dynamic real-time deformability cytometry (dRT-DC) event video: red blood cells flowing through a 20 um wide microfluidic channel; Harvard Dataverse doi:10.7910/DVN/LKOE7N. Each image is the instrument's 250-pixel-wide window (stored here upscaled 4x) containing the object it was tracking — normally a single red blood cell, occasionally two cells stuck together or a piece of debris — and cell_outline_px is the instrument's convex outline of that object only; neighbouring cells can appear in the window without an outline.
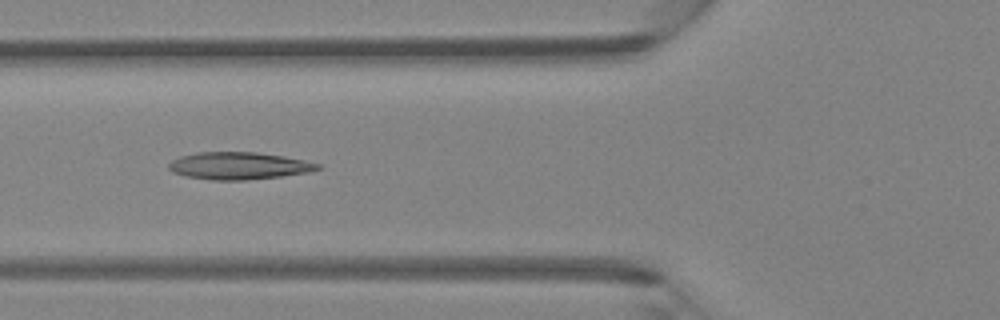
{"species": "Egyptian fruit bat (a non-hibernating species)", "species_latin": "Rousettus aegyptiacus", "temperature_condition": "room temperature", "stored_images_in_passage": 5, "camera_frame_rate_fps": 3000, "um_per_image_px": 0.085, "animal": {"sex": "female"}, "frame": {"image": 1, "passage_image": 5, "time_ms": 5.333, "image_size_px": [1000, 320], "cell_outline_px": [[320, 168], [312, 172], [248, 180], [212, 180], [184, 176], [172, 172], [168, 168], [168, 164], [172, 160], [180, 156], [196, 152], [256, 152], [284, 156], [304, 160], [320, 164]], "centroid_in_image_um": [20.28, 14.09], "position_along_channel_um": 105.5, "area_um2": 23.81}}